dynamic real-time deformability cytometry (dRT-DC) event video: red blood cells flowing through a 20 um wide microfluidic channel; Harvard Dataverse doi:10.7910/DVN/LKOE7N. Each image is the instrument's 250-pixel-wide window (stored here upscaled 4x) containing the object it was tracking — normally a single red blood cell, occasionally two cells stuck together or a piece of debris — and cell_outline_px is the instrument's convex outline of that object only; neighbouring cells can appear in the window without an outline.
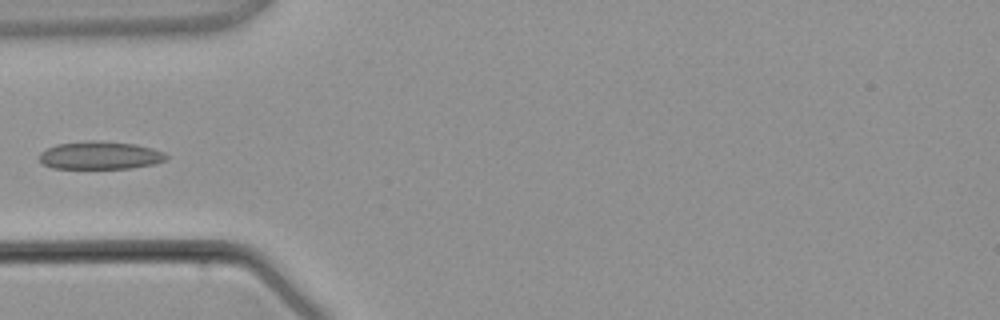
{"species": "common noctule bat (a hibernating species)", "species_latin": "Nyctalus noctula", "temperature_condition": "warm", "stored_images_in_passage": 3, "camera_frame_rate_fps": 3000, "um_per_image_px": 0.085, "animal": {"sex": "male", "body_mass_g": 21.5, "forearm_length_mm": 52.0}, "frame": {"image": 1, "passage_image": 3, "time_ms": 2.667, "image_size_px": [1000, 320], "cell_outline_px": [[168, 160], [156, 164], [132, 168], [52, 168], [40, 164], [40, 152], [56, 144], [92, 140], [136, 144], [152, 148], [164, 152], [168, 156]], "centroid_in_image_um": [8.53, 13.21], "position_along_channel_um": 76.5, "area_um2": 20.81}}